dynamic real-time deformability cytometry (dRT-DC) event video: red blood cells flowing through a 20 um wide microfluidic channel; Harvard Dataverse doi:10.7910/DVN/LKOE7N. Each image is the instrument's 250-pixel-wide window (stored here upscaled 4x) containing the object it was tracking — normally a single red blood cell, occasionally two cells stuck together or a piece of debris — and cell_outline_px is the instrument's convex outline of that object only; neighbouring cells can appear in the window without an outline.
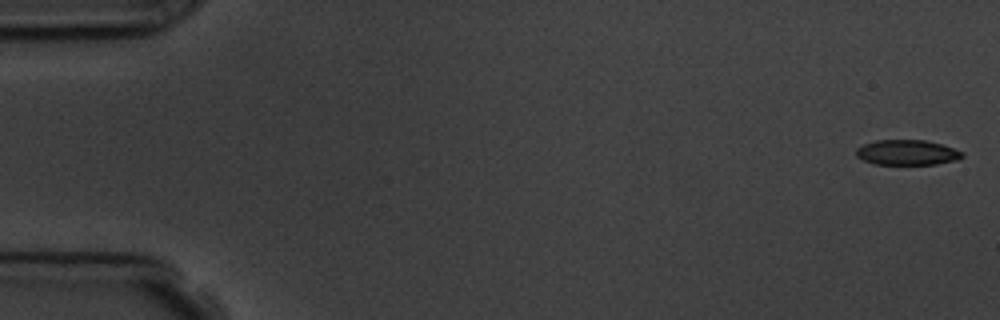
{"species": "common noctule bat (a hibernating species)", "species_latin": "Nyctalus noctula", "temperature_condition": "room temperature", "stored_images_in_passage": 6, "camera_frame_rate_fps": 3000, "um_per_image_px": 0.085, "animal": {"sex": "male", "body_mass_g": 19.5, "forearm_length_mm": 54.6}, "frame": {"image": 1, "passage_image": 1, "time_ms": 0.0, "image_size_px": [1000, 320], "cell_outline_px": [[964, 156], [956, 160], [936, 164], [876, 164], [864, 160], [856, 156], [856, 148], [864, 144], [876, 140], [924, 140], [940, 144], [964, 152]], "centroid_in_image_um": [77.1, 12.96], "position_along_channel_um": 7.9, "area_um2": 15.43}}
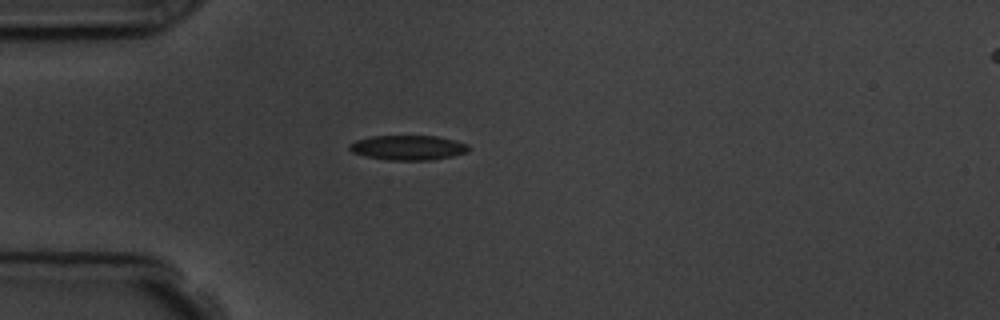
{"frame": {"image": 2, "passage_image": 5, "time_ms": 4.667, "image_size_px": [1000, 320], "cell_outline_px": [[468, 152], [452, 156], [432, 160], [388, 160], [364, 156], [352, 152], [348, 148], [348, 144], [356, 140], [372, 136], [436, 136], [456, 140], [468, 144]], "centroid_in_image_um": [34.67, 12.55], "position_along_channel_um": 50.3, "area_um2": 17.28}}